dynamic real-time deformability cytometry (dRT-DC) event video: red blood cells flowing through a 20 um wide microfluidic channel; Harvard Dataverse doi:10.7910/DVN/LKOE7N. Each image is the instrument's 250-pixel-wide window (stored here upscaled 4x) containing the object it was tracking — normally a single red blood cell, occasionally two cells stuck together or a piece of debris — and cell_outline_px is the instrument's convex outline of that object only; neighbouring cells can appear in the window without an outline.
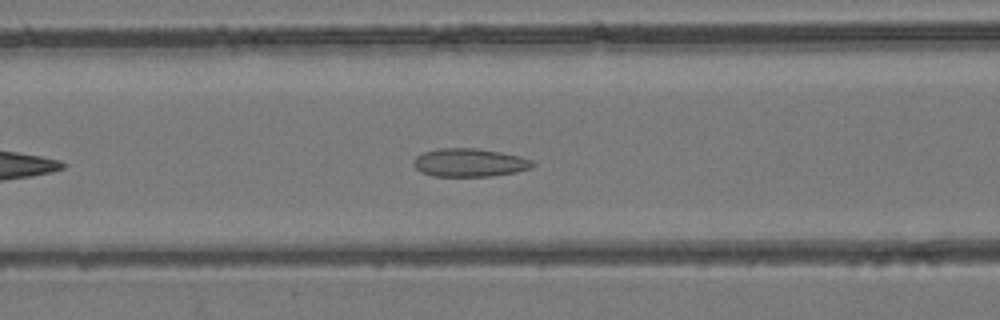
{"species": "common noctule bat (a hibernating species)", "species_latin": "Nyctalus noctula", "temperature_condition": "room temperature", "stored_images_in_passage": 39, "camera_frame_rate_fps": 3000, "um_per_image_px": 0.085, "animal": {"sex": "female", "body_mass_g": 24.6, "forearm_length_mm": 56.2}, "frame": {"image": 1, "passage_image": 9, "time_ms": 2.667, "image_size_px": [1000, 320], "cell_outline_px": [[536, 164], [532, 168], [516, 172], [488, 176], [432, 176], [420, 172], [412, 164], [412, 160], [416, 156], [424, 152], [440, 148], [476, 148], [500, 152], [520, 156], [532, 160]], "centroid_in_image_um": [39.89, 13.82], "position_along_channel_um": 126.7, "area_um2": 19.71}}
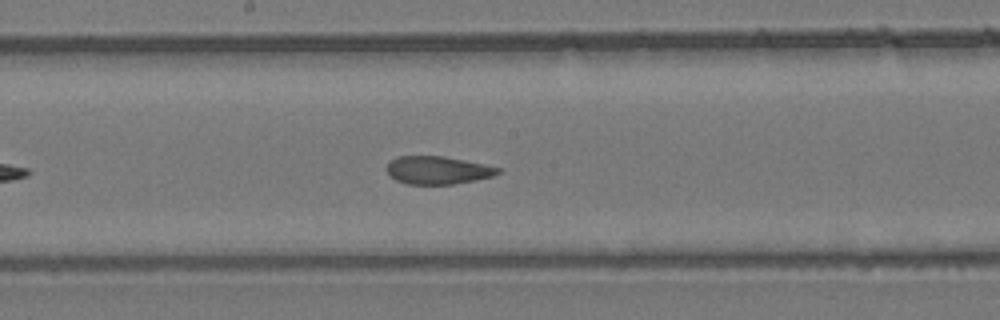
{"frame": {"image": 2, "passage_image": 15, "time_ms": 4.667, "image_size_px": [1000, 320], "cell_outline_px": [[500, 172], [492, 176], [476, 180], [452, 184], [408, 184], [396, 180], [384, 168], [388, 160], [396, 156], [444, 156], [484, 164], [500, 168]], "centroid_in_image_um": [37.15, 14.45], "position_along_channel_um": 211.0, "area_um2": 18.15}}
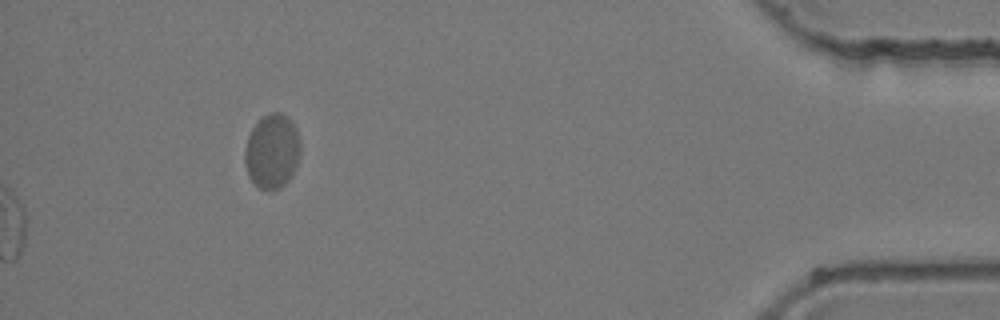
{"frame": {"image": 3, "passage_image": 39, "time_ms": 12.667, "image_size_px": [1000, 320], "cell_outline_px": [[300, 156], [292, 176], [280, 188], [260, 188], [248, 176], [244, 160], [244, 148], [248, 136], [252, 128], [260, 116], [268, 112], [280, 112], [288, 116], [296, 128], [300, 140]], "centroid_in_image_um": [23.13, 12.8], "position_along_channel_um": 412.1, "area_um2": 24.39}}